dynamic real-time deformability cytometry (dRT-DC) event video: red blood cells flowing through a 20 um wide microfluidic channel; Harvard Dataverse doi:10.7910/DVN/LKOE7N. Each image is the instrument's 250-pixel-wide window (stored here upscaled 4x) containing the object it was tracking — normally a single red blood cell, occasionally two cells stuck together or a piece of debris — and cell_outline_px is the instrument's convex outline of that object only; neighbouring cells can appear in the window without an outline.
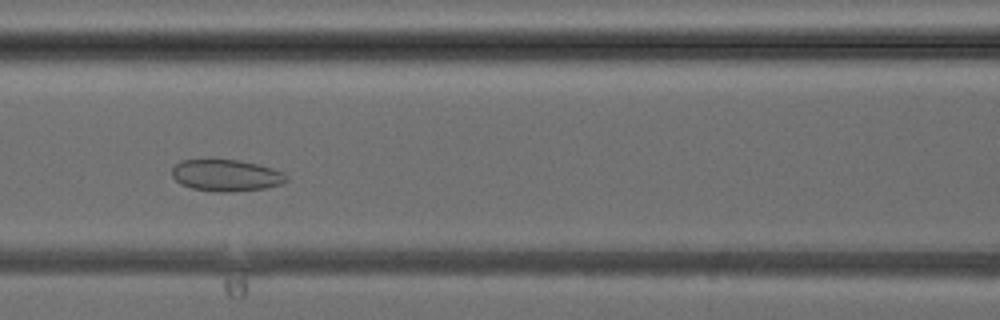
{"species": "common noctule bat (a hibernating species)", "species_latin": "Nyctalus noctula", "temperature_condition": "cold", "stored_images_in_passage": 38, "camera_frame_rate_fps": 3000, "um_per_image_px": 0.085, "animal": {"sex": "female", "body_mass_g": 24.6, "forearm_length_mm": 56.2}, "frame": {"image": 1, "passage_image": 15, "time_ms": 4.667, "image_size_px": [1000, 320], "cell_outline_px": [[288, 180], [284, 184], [264, 188], [228, 192], [216, 192], [192, 188], [180, 184], [172, 176], [172, 168], [180, 160], [236, 160], [260, 164], [284, 172], [288, 176]], "centroid_in_image_um": [19.25, 14.91], "position_along_channel_um": 147.3, "area_um2": 21.21}}
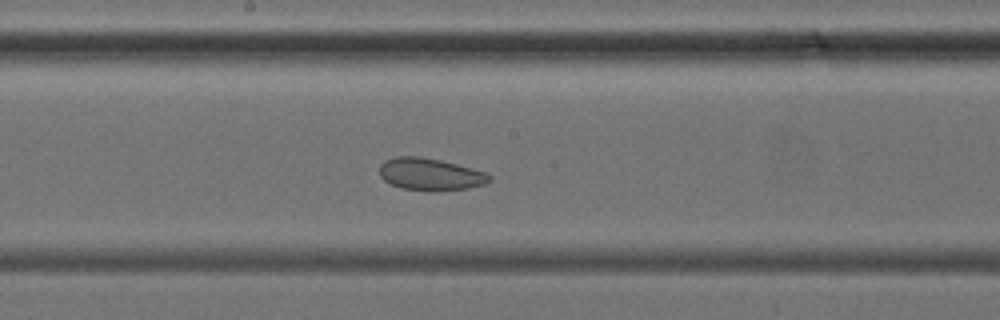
{"frame": {"image": 2, "passage_image": 19, "time_ms": 6.0, "image_size_px": [1000, 320], "cell_outline_px": [[492, 180], [484, 184], [468, 188], [436, 192], [428, 192], [400, 188], [384, 180], [380, 176], [380, 164], [384, 160], [396, 156], [420, 156], [440, 160], [488, 172], [492, 176]], "centroid_in_image_um": [36.59, 14.82], "position_along_channel_um": 211.6, "area_um2": 21.04}}
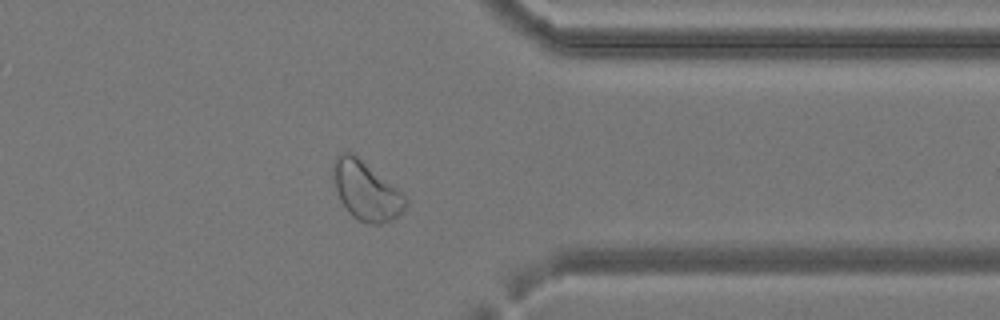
{"frame": {"image": 3, "passage_image": 30, "time_ms": 9.667, "image_size_px": [1000, 320], "cell_outline_px": [[408, 204], [392, 220], [380, 224], [368, 224], [356, 220], [348, 212], [340, 200], [336, 192], [332, 176], [332, 164], [336, 156], [344, 152], [352, 152], [400, 192], [408, 200]], "centroid_in_image_um": [31.06, 16.23], "position_along_channel_um": 380.3, "area_um2": 24.51}}